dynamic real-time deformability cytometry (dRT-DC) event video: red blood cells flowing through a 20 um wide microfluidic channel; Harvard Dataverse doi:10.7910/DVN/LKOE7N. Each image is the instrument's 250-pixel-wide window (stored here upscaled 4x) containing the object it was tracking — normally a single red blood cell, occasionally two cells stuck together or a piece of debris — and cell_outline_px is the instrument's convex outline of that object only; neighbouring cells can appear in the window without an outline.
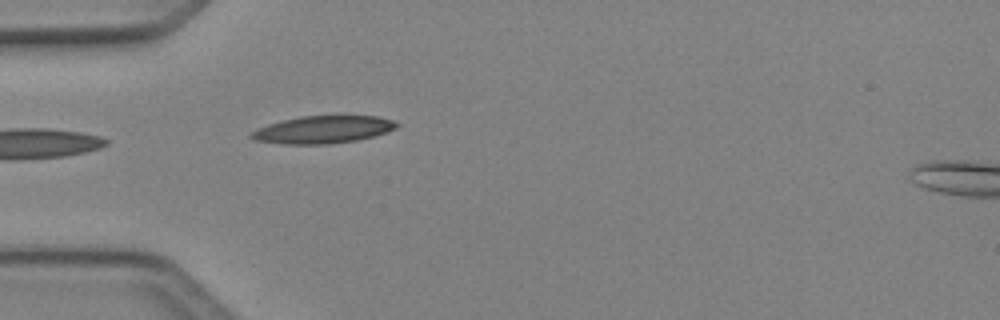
{"species": "Egyptian fruit bat (a non-hibernating species)", "species_latin": "Rousettus aegyptiacus", "temperature_condition": "cold", "stored_images_in_passage": 5, "camera_frame_rate_fps": 3000, "um_per_image_px": 0.085, "animal": {"sex": "female"}, "frame": {"image": 1, "passage_image": 4, "time_ms": 1.0, "image_size_px": [1000, 320], "cell_outline_px": [[400, 124], [396, 128], [388, 132], [356, 140], [328, 144], [284, 144], [252, 140], [248, 136], [256, 128], [268, 124], [300, 116], [376, 116], [392, 120]], "centroid_in_image_um": [27.42, 11.02], "position_along_channel_um": 57.6, "area_um2": 23.24}}